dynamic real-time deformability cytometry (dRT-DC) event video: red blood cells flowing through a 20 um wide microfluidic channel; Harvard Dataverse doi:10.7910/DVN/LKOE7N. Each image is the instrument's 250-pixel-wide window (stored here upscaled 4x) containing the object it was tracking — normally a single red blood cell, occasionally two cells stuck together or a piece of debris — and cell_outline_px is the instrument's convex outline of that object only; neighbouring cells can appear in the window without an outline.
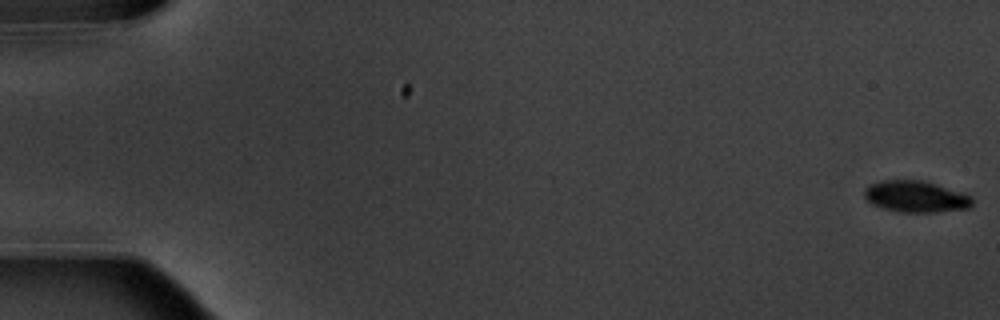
{"species": "common noctule bat (a hibernating species)", "species_latin": "Nyctalus noctula", "temperature_condition": "warm", "stored_images_in_passage": 6, "camera_frame_rate_fps": 3000, "um_per_image_px": 0.085, "animal": {"sex": "male", "body_mass_g": 20.1, "forearm_length_mm": 53.5}, "frame": {"image": 1, "passage_image": 1, "time_ms": 0.0, "image_size_px": [1000, 320], "cell_outline_px": [[972, 204], [968, 208], [936, 212], [896, 212], [872, 204], [864, 196], [864, 188], [872, 184], [884, 180], [924, 180], [972, 196]], "centroid_in_image_um": [77.83, 16.71], "position_along_channel_um": 7.2, "area_um2": 19.65}}